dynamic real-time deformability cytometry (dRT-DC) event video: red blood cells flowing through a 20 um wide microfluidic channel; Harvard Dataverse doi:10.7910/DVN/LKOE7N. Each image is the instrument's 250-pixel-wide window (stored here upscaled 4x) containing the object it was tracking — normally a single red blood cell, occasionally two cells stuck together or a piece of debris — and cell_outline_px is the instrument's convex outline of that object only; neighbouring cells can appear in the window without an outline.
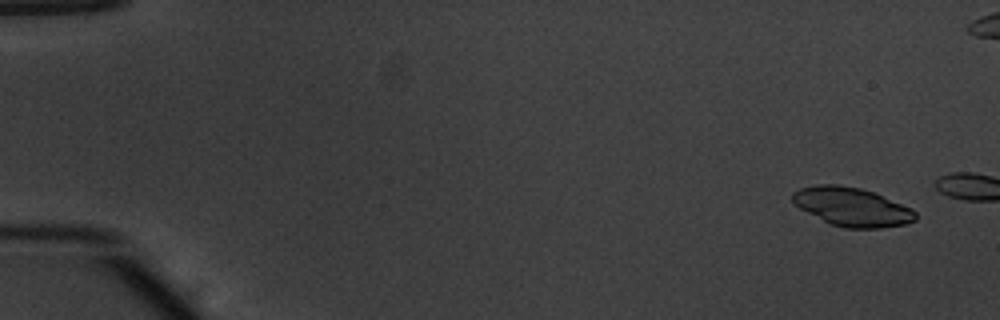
{"species": "common noctule bat (a hibernating species)", "species_latin": "Nyctalus noctula", "temperature_condition": "warm", "stored_images_in_passage": 9, "camera_frame_rate_fps": 3000, "um_per_image_px": 0.085, "animal": {"sex": "male", "body_mass_g": 20.1, "forearm_length_mm": 53.5}, "frame": {"image": 1, "passage_image": 1, "time_ms": 0.0, "image_size_px": [1000, 320], "cell_outline_px": [[916, 220], [908, 224], [880, 228], [844, 228], [832, 224], [792, 204], [792, 192], [800, 188], [816, 184], [840, 184], [860, 188], [872, 192], [912, 208], [916, 212]], "centroid_in_image_um": [72.41, 17.57], "position_along_channel_um": 12.6, "area_um2": 27.69}}